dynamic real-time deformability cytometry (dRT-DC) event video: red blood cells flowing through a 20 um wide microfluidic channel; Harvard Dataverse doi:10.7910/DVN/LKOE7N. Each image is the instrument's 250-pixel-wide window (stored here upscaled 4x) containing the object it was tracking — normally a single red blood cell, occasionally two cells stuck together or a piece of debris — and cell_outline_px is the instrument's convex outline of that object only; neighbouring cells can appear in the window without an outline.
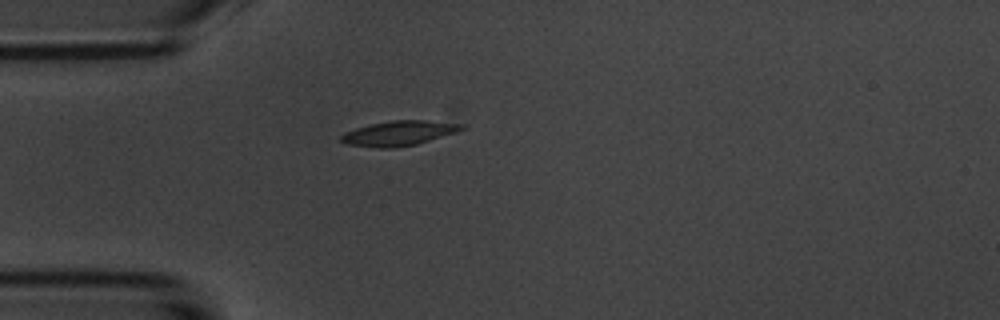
{"species": "common noctule bat (a hibernating species)", "species_latin": "Nyctalus noctula", "temperature_condition": "room temperature", "stored_images_in_passage": 1, "camera_frame_rate_fps": 3000, "um_per_image_px": 0.085, "animal": {"sex": "male", "body_mass_g": 20.1, "forearm_length_mm": 53.5}, "frame": {"image": 1, "passage_image": 1, "time_ms": 0.0, "image_size_px": [1000, 320], "cell_outline_px": [[464, 128], [456, 132], [416, 144], [392, 148], [376, 148], [344, 144], [340, 140], [340, 136], [344, 132], [356, 128], [372, 124], [392, 120], [424, 120], [464, 124]], "centroid_in_image_um": [33.85, 11.33], "position_along_channel_um": 51.1, "area_um2": 17.34}}